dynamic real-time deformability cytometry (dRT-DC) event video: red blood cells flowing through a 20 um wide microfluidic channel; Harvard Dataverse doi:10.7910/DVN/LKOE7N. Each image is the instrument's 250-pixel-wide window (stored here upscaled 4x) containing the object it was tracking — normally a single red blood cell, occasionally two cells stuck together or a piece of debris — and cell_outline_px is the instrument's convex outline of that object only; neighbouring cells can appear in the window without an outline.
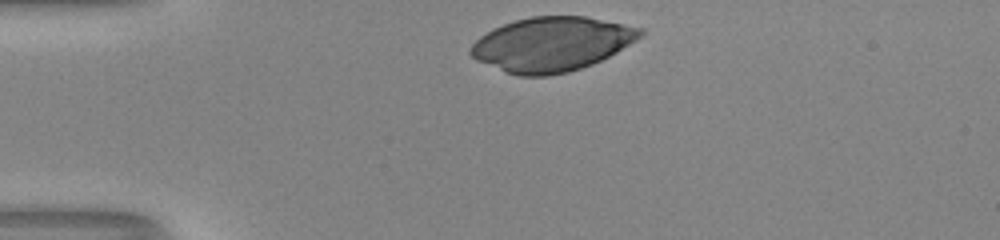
{"species": "human", "species_latin": "Homo sapiens", "temperature_condition": "room temperature", "stored_images_in_passage": 30, "camera_frame_rate_fps": 3000, "um_per_image_px": 0.085, "donor": {"sex": "male"}, "frame": {"image": 1, "passage_image": 1, "time_ms": 0.0, "image_size_px": [1000, 240], "cell_outline_px": [[644, 32], [640, 36], [616, 52], [592, 64], [568, 72], [548, 76], [520, 76], [508, 72], [476, 60], [468, 52], [472, 44], [480, 36], [504, 24], [516, 20], [532, 16], [584, 16], [644, 28]], "centroid_in_image_um": [46.88, 3.75], "position_along_channel_um": 38.1, "area_um2": 53.0}}